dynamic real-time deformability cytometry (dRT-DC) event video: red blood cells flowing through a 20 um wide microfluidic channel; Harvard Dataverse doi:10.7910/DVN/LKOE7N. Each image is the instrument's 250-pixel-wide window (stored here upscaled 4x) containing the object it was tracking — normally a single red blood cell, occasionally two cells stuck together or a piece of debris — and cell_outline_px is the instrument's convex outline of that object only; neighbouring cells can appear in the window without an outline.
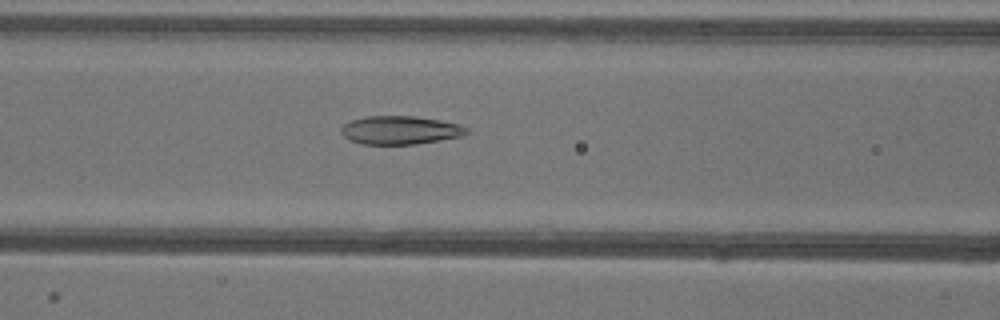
{"species": "common noctule bat (a hibernating species)", "species_latin": "Nyctalus noctula", "temperature_condition": "warm", "stored_images_in_passage": 51, "camera_frame_rate_fps": 3000, "um_per_image_px": 0.085, "animal": {"sex": "female"}, "frame": {"image": 1, "passage_image": 21, "time_ms": 6.667, "image_size_px": [1000, 320], "cell_outline_px": [[468, 132], [460, 136], [440, 140], [416, 144], [364, 144], [348, 140], [340, 132], [340, 128], [344, 124], [352, 120], [364, 116], [416, 116], [440, 120], [460, 124], [468, 128]], "centroid_in_image_um": [33.99, 11.05], "position_along_channel_um": 132.6, "area_um2": 20.81}}
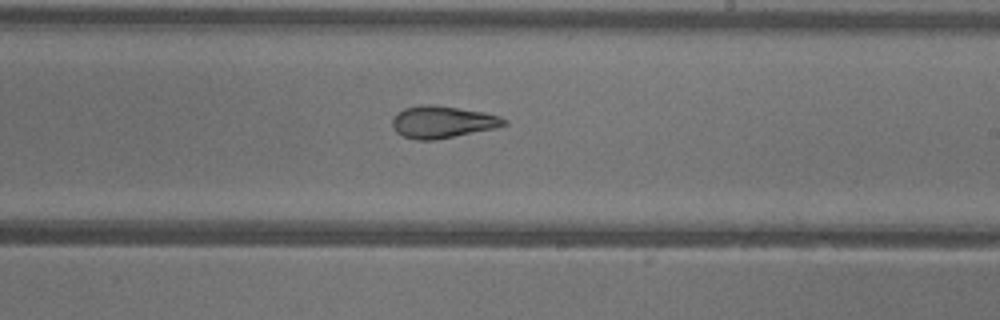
{"frame": {"image": 2, "passage_image": 30, "time_ms": 9.667, "image_size_px": [1000, 320], "cell_outline_px": [[508, 124], [492, 128], [432, 140], [416, 140], [404, 136], [396, 132], [392, 124], [392, 120], [404, 108], [428, 104], [432, 104], [484, 112], [500, 116], [508, 120]], "centroid_in_image_um": [37.61, 10.36], "position_along_channel_um": 251.4, "area_um2": 20.4}}
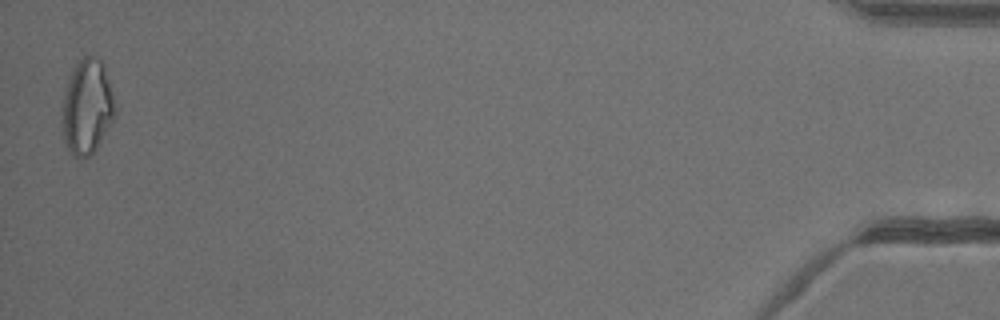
{"frame": {"image": 3, "passage_image": 51, "time_ms": 16.667, "image_size_px": [1000, 320], "cell_outline_px": [[116, 116], [96, 148], [84, 160], [72, 156], [68, 152], [64, 144], [60, 108], [68, 76], [76, 64], [84, 56], [92, 56], [100, 60], [104, 64], [116, 108]], "centroid_in_image_um": [7.36, 9.13], "position_along_channel_um": 427.8, "area_um2": 29.82}, "authors_computed_cell_mechanics": {"area_um2": 23.12, "velocity_mm_per_s": 3.9576, "shape_relaxation_time_tau1_ms": null, "shape_relaxation_time_tau2_ms": 2.299, "deformation_change_tau1": null, "deformation_change_tau2": 0.103}}